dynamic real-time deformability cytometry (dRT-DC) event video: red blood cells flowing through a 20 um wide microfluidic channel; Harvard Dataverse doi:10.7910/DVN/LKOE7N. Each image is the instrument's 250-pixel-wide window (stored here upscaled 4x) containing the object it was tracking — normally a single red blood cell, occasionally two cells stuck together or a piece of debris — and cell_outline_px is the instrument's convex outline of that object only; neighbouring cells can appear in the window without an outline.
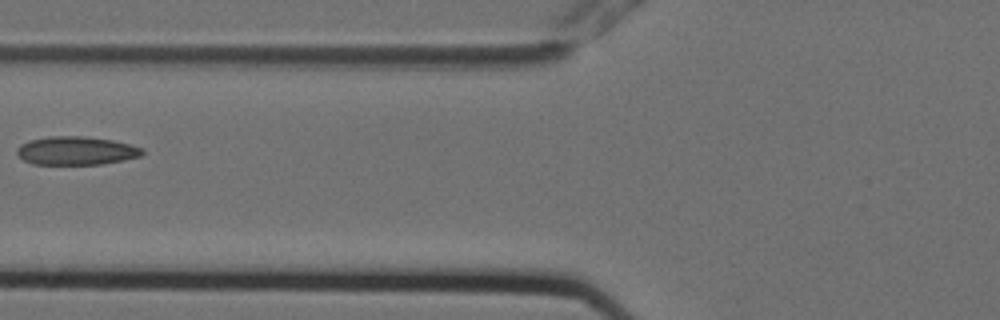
{"species": "Egyptian fruit bat (a non-hibernating species)", "species_latin": "Rousettus aegyptiacus", "temperature_condition": "cold", "stored_images_in_passage": 3, "camera_frame_rate_fps": 3000, "um_per_image_px": 0.085, "animal": {"sex": "female"}, "frame": {"image": 1, "passage_image": 3, "time_ms": 0.667, "image_size_px": [1000, 320], "cell_outline_px": [[144, 152], [140, 156], [124, 160], [104, 164], [32, 164], [24, 160], [16, 152], [16, 148], [20, 144], [28, 140], [52, 136], [84, 136], [112, 140], [144, 148]], "centroid_in_image_um": [6.47, 12.81], "position_along_channel_um": 119.3, "area_um2": 20.81}}